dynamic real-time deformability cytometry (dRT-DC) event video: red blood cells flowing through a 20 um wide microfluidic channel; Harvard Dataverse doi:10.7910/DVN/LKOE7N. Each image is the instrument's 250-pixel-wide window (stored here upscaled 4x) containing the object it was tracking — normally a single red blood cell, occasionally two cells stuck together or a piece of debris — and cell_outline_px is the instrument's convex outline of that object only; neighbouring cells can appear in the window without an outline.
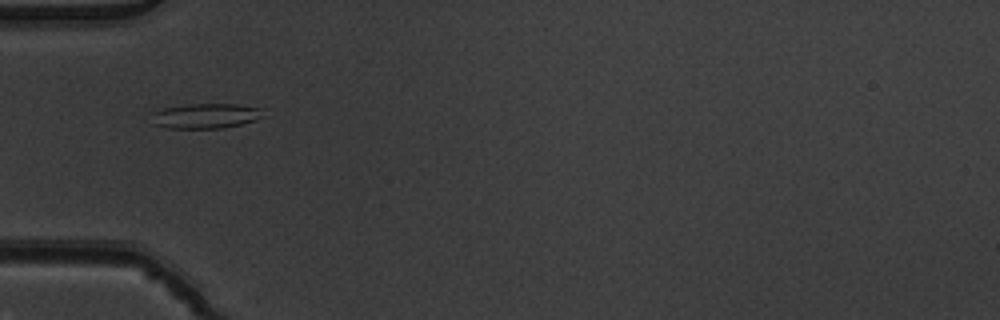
{"species": "common noctule bat (a hibernating species)", "species_latin": "Nyctalus noctula", "temperature_condition": "warm", "stored_images_in_passage": 4, "camera_frame_rate_fps": 3000, "um_per_image_px": 0.085, "animal": {"sex": "male", "body_mass_g": 19.5, "forearm_length_mm": 54.6}, "frame": {"image": 1, "passage_image": 1, "time_ms": 0.0, "image_size_px": [1000, 320], "cell_outline_px": [[268, 116], [256, 120], [224, 128], [168, 128], [152, 124], [152, 112], [164, 108], [188, 104], [236, 104], [264, 108]], "centroid_in_image_um": [17.56, 9.85], "position_along_channel_um": 67.4, "area_um2": 16.59}}
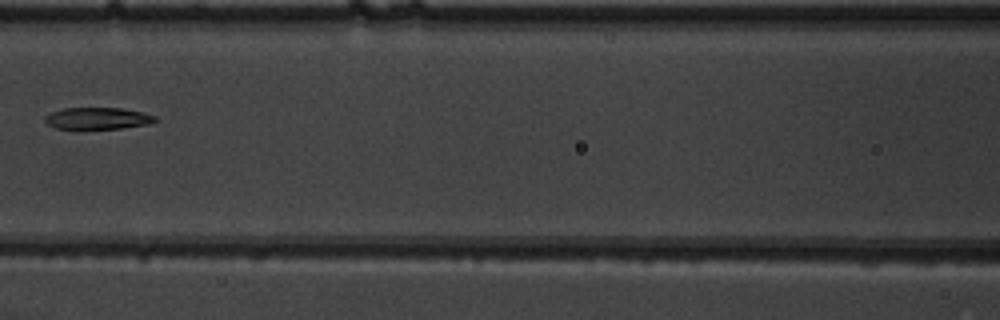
{"frame": {"image": 2, "passage_image": 3, "time_ms": 0.667, "image_size_px": [1000, 320], "cell_outline_px": [[156, 120], [148, 124], [120, 128], [84, 132], [76, 132], [56, 128], [48, 124], [44, 120], [44, 116], [52, 112], [64, 108], [124, 108], [156, 116]], "centroid_in_image_um": [8.21, 10.11], "position_along_channel_um": 158.4, "area_um2": 14.74}}
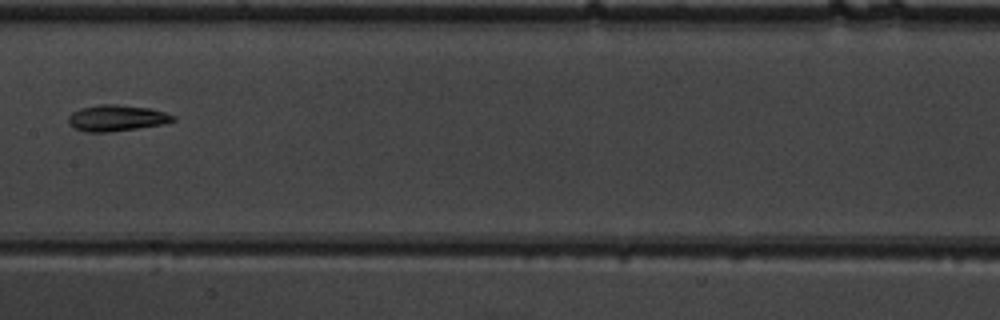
{"frame": {"image": 3, "passage_image": 4, "time_ms": 1.0, "image_size_px": [1000, 320], "cell_outline_px": [[176, 120], [164, 124], [108, 132], [84, 132], [72, 128], [68, 124], [68, 116], [72, 112], [80, 108], [100, 104], [112, 104], [148, 108], [164, 112], [176, 116]], "centroid_in_image_um": [9.87, 10.04], "position_along_channel_um": 197.5, "area_um2": 16.01}}